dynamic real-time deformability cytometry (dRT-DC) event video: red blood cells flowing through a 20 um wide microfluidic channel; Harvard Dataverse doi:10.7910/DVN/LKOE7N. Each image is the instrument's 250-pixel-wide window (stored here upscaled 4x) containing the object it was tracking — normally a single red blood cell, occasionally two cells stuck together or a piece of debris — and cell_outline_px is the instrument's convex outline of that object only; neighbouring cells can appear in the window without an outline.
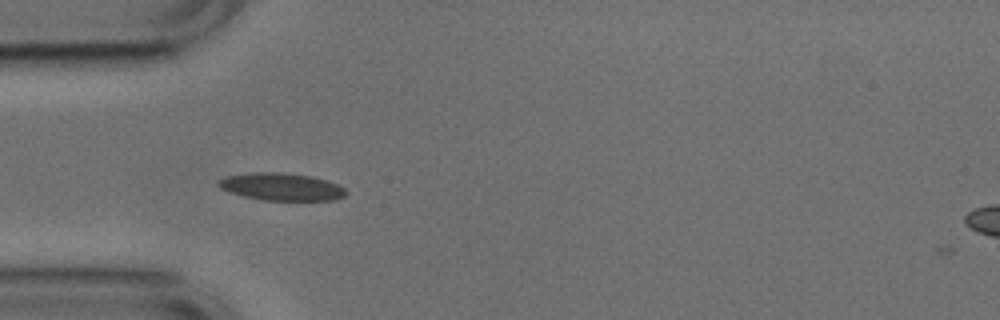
{"species": "common noctule bat (a hibernating species)", "species_latin": "Nyctalus noctula", "temperature_condition": "cold", "stored_images_in_passage": 38, "camera_frame_rate_fps": 3000, "um_per_image_px": 0.085, "animal": {"sex": "male", "body_mass_g": 17.9, "forearm_length_mm": 54.2}, "frame": {"image": 1, "passage_image": 1, "time_ms": 0.0, "image_size_px": [1000, 320], "cell_outline_px": [[348, 192], [344, 196], [332, 200], [264, 200], [244, 196], [228, 192], [220, 188], [216, 184], [216, 180], [228, 176], [256, 172], [284, 172], [312, 176], [336, 184], [344, 188]], "centroid_in_image_um": [23.89, 15.87], "position_along_channel_um": 61.1, "area_um2": 20.35}}
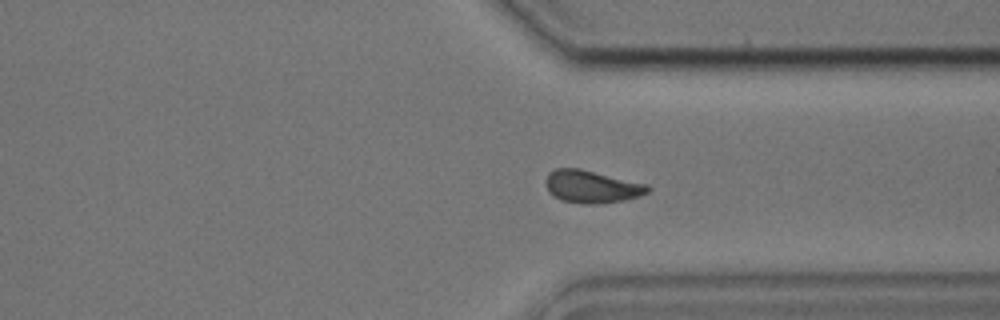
{"frame": {"image": 2, "passage_image": 25, "time_ms": 8.0, "image_size_px": [1000, 320], "cell_outline_px": [[652, 188], [648, 192], [640, 196], [624, 200], [596, 204], [588, 204], [560, 200], [552, 196], [548, 192], [544, 180], [548, 172], [556, 168], [580, 168], [648, 184]], "centroid_in_image_um": [50.28, 15.86], "position_along_channel_um": 361.1, "area_um2": 19.65}}
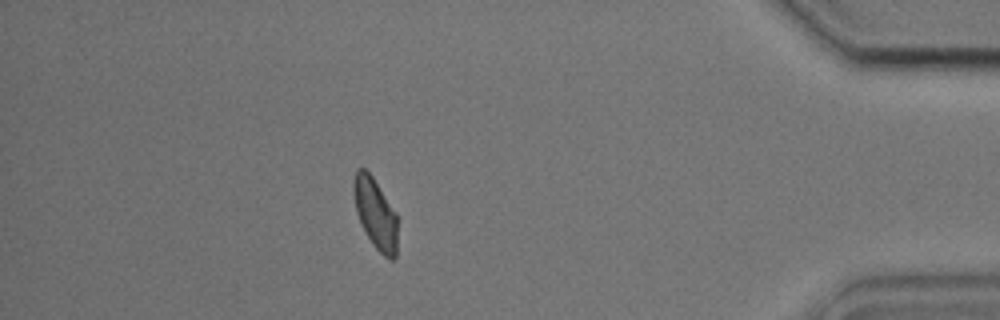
{"frame": {"image": 3, "passage_image": 32, "time_ms": 10.333, "image_size_px": [1000, 320], "cell_outline_px": [[396, 256], [392, 260], [388, 260], [372, 244], [356, 212], [352, 192], [352, 180], [356, 168], [364, 168], [372, 176], [396, 212]], "centroid_in_image_um": [31.88, 18.11], "position_along_channel_um": 403.3, "area_um2": 17.98}, "authors_computed_cell_mechanics": {"area_um2": 18.7272, "velocity_mm_per_s": 3.7668, "shape_relaxation_time_tau1_ms": null, "shape_relaxation_time_tau2_ms": 3.1425, "deformation_change_tau1": null, "deformation_change_tau2": 0.0839}}